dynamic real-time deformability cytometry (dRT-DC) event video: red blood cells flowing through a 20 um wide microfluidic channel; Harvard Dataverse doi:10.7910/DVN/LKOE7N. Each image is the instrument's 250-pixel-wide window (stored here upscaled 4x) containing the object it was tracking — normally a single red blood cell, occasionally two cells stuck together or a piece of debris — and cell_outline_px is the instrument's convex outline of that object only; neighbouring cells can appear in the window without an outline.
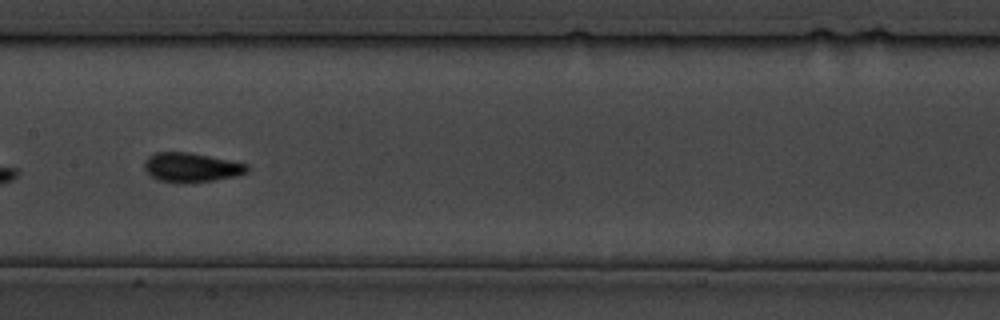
{"species": "common noctule bat (a hibernating species)", "species_latin": "Nyctalus noctula", "temperature_condition": "cold", "stored_images_in_passage": 12, "camera_frame_rate_fps": 3000, "um_per_image_px": 0.085, "animal": {"sex": "male", "body_mass_g": 19.5, "forearm_length_mm": 54.6}, "frame": {"image": 1, "passage_image": 10, "time_ms": 11.667, "image_size_px": [1000, 320], "cell_outline_px": [[248, 172], [236, 176], [216, 180], [184, 184], [180, 184], [160, 180], [152, 176], [144, 168], [144, 160], [148, 156], [156, 152], [188, 152], [248, 164]], "centroid_in_image_um": [16.25, 14.24], "position_along_channel_um": 191.1, "area_um2": 17.63}}
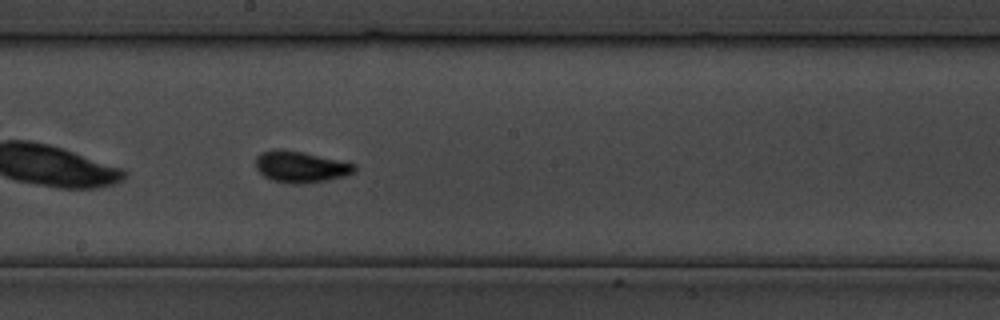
{"frame": {"image": 2, "passage_image": 12, "time_ms": 13.667, "image_size_px": [1000, 320], "cell_outline_px": [[356, 172], [344, 176], [304, 184], [292, 184], [272, 180], [264, 176], [256, 168], [256, 156], [260, 152], [276, 148], [280, 148], [304, 152], [356, 164]], "centroid_in_image_um": [25.53, 14.16], "position_along_channel_um": 222.7, "area_um2": 18.15}}